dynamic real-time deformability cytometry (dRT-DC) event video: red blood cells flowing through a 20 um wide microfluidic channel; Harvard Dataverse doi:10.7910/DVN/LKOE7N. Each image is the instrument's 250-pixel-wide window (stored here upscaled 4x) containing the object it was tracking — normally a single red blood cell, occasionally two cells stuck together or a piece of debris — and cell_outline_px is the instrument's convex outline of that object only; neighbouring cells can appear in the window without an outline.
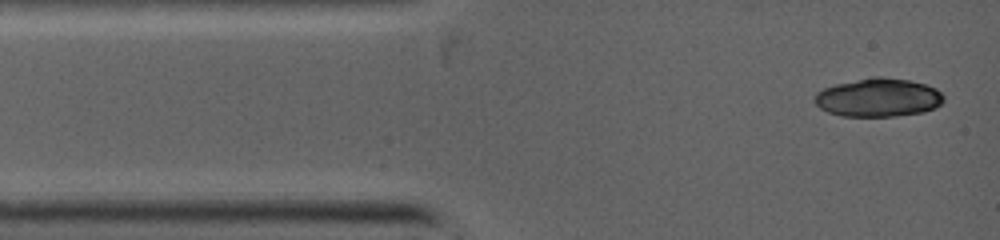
{"species": "common noctule bat (a hibernating species)", "species_latin": "Nyctalus noctula", "temperature_condition": "warm", "stored_images_in_passage": 2, "camera_frame_rate_fps": 5000, "um_per_image_px": 0.085, "animal": {"sex": "female", "body_mass_g": 19.0, "forearm_length_mm": 53.3}, "frame": {"image": 1, "passage_image": 1, "time_ms": 0.0, "image_size_px": [1000, 240], "cell_outline_px": [[944, 100], [936, 108], [924, 112], [892, 116], [844, 116], [828, 112], [820, 108], [816, 104], [816, 92], [824, 88], [836, 84], [876, 76], [880, 76], [908, 80], [924, 84], [936, 88], [944, 96]], "centroid_in_image_um": [74.68, 8.29], "position_along_channel_um": 10.3, "area_um2": 28.73}}